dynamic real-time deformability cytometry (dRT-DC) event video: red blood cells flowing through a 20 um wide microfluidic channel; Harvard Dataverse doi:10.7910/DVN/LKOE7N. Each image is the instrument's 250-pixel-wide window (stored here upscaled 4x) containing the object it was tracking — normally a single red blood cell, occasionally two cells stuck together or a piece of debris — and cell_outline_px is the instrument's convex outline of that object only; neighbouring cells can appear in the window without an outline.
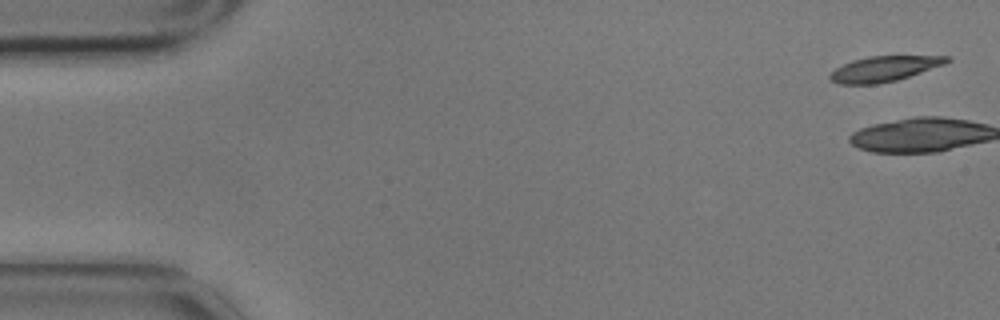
{"species": "common noctule bat (a hibernating species)", "species_latin": "Nyctalus noctula", "temperature_condition": "cold", "stored_images_in_passage": 4, "camera_frame_rate_fps": 3000, "um_per_image_px": 0.085, "animal": {"sex": "male", "body_mass_g": 17.9}, "frame": {"image": 1, "passage_image": 1, "time_ms": 0.0, "image_size_px": [1000, 320], "cell_outline_px": [[952, 60], [944, 64], [896, 80], [876, 84], [840, 84], [832, 80], [828, 76], [836, 68], [852, 60], [868, 56], [952, 56]], "centroid_in_image_um": [75.16, 5.83], "position_along_channel_um": 9.8, "area_um2": 16.99}}